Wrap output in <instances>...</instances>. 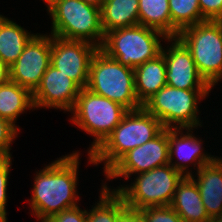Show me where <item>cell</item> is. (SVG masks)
Listing matches in <instances>:
<instances>
[{
  "label": "cell",
  "instance_id": "277c9868",
  "mask_svg": "<svg viewBox=\"0 0 222 222\" xmlns=\"http://www.w3.org/2000/svg\"><path fill=\"white\" fill-rule=\"evenodd\" d=\"M86 88L122 105L128 111L142 108L135 92L134 69L123 66L100 48L91 59Z\"/></svg>",
  "mask_w": 222,
  "mask_h": 222
},
{
  "label": "cell",
  "instance_id": "d6a6232c",
  "mask_svg": "<svg viewBox=\"0 0 222 222\" xmlns=\"http://www.w3.org/2000/svg\"><path fill=\"white\" fill-rule=\"evenodd\" d=\"M211 222H222V214L214 216L211 218Z\"/></svg>",
  "mask_w": 222,
  "mask_h": 222
},
{
  "label": "cell",
  "instance_id": "603a6c76",
  "mask_svg": "<svg viewBox=\"0 0 222 222\" xmlns=\"http://www.w3.org/2000/svg\"><path fill=\"white\" fill-rule=\"evenodd\" d=\"M126 206L123 198L102 185L99 201L86 210V222H117L119 212Z\"/></svg>",
  "mask_w": 222,
  "mask_h": 222
},
{
  "label": "cell",
  "instance_id": "7c38bea8",
  "mask_svg": "<svg viewBox=\"0 0 222 222\" xmlns=\"http://www.w3.org/2000/svg\"><path fill=\"white\" fill-rule=\"evenodd\" d=\"M51 61V35L36 33L9 67L10 80L33 93Z\"/></svg>",
  "mask_w": 222,
  "mask_h": 222
},
{
  "label": "cell",
  "instance_id": "e575fe53",
  "mask_svg": "<svg viewBox=\"0 0 222 222\" xmlns=\"http://www.w3.org/2000/svg\"><path fill=\"white\" fill-rule=\"evenodd\" d=\"M44 3H47V5L52 1V0H43Z\"/></svg>",
  "mask_w": 222,
  "mask_h": 222
},
{
  "label": "cell",
  "instance_id": "30bf717a",
  "mask_svg": "<svg viewBox=\"0 0 222 222\" xmlns=\"http://www.w3.org/2000/svg\"><path fill=\"white\" fill-rule=\"evenodd\" d=\"M169 163L168 129L164 128L152 140L126 153L106 174L108 181L129 179L133 174L150 171Z\"/></svg>",
  "mask_w": 222,
  "mask_h": 222
},
{
  "label": "cell",
  "instance_id": "9a60e30c",
  "mask_svg": "<svg viewBox=\"0 0 222 222\" xmlns=\"http://www.w3.org/2000/svg\"><path fill=\"white\" fill-rule=\"evenodd\" d=\"M193 130V128L168 129L169 164L184 176L193 174L188 169L190 165L193 169L196 167L198 171L203 165L211 163L217 157L203 152L202 140L193 135Z\"/></svg>",
  "mask_w": 222,
  "mask_h": 222
},
{
  "label": "cell",
  "instance_id": "9c48e42d",
  "mask_svg": "<svg viewBox=\"0 0 222 222\" xmlns=\"http://www.w3.org/2000/svg\"><path fill=\"white\" fill-rule=\"evenodd\" d=\"M177 37L190 50L199 74L215 87L222 79V21L185 27Z\"/></svg>",
  "mask_w": 222,
  "mask_h": 222
},
{
  "label": "cell",
  "instance_id": "d4e9b609",
  "mask_svg": "<svg viewBox=\"0 0 222 222\" xmlns=\"http://www.w3.org/2000/svg\"><path fill=\"white\" fill-rule=\"evenodd\" d=\"M140 210L146 222H184L170 205L149 206Z\"/></svg>",
  "mask_w": 222,
  "mask_h": 222
},
{
  "label": "cell",
  "instance_id": "4316f807",
  "mask_svg": "<svg viewBox=\"0 0 222 222\" xmlns=\"http://www.w3.org/2000/svg\"><path fill=\"white\" fill-rule=\"evenodd\" d=\"M12 158H0V213L8 214L6 211L7 205V186L10 179V169Z\"/></svg>",
  "mask_w": 222,
  "mask_h": 222
},
{
  "label": "cell",
  "instance_id": "3957f363",
  "mask_svg": "<svg viewBox=\"0 0 222 222\" xmlns=\"http://www.w3.org/2000/svg\"><path fill=\"white\" fill-rule=\"evenodd\" d=\"M46 7L52 24L50 35L102 47L105 34L100 8L82 0H52Z\"/></svg>",
  "mask_w": 222,
  "mask_h": 222
},
{
  "label": "cell",
  "instance_id": "8fae6325",
  "mask_svg": "<svg viewBox=\"0 0 222 222\" xmlns=\"http://www.w3.org/2000/svg\"><path fill=\"white\" fill-rule=\"evenodd\" d=\"M97 49L98 47L86 41L51 35L50 64L83 89L87 86L90 62Z\"/></svg>",
  "mask_w": 222,
  "mask_h": 222
},
{
  "label": "cell",
  "instance_id": "4fadbf2b",
  "mask_svg": "<svg viewBox=\"0 0 222 222\" xmlns=\"http://www.w3.org/2000/svg\"><path fill=\"white\" fill-rule=\"evenodd\" d=\"M168 47L161 53L166 63V83L177 89L212 90L213 88L199 74L190 50L178 37L167 38Z\"/></svg>",
  "mask_w": 222,
  "mask_h": 222
},
{
  "label": "cell",
  "instance_id": "2e32d148",
  "mask_svg": "<svg viewBox=\"0 0 222 222\" xmlns=\"http://www.w3.org/2000/svg\"><path fill=\"white\" fill-rule=\"evenodd\" d=\"M196 175V176H194ZM190 177L196 183L202 204L210 218L222 214V158L216 157ZM197 179H196V178Z\"/></svg>",
  "mask_w": 222,
  "mask_h": 222
},
{
  "label": "cell",
  "instance_id": "5b68a950",
  "mask_svg": "<svg viewBox=\"0 0 222 222\" xmlns=\"http://www.w3.org/2000/svg\"><path fill=\"white\" fill-rule=\"evenodd\" d=\"M167 38L156 29L135 25L107 32L100 49L123 66L135 69L159 55L161 41Z\"/></svg>",
  "mask_w": 222,
  "mask_h": 222
},
{
  "label": "cell",
  "instance_id": "484cf974",
  "mask_svg": "<svg viewBox=\"0 0 222 222\" xmlns=\"http://www.w3.org/2000/svg\"><path fill=\"white\" fill-rule=\"evenodd\" d=\"M19 130L8 120L0 117V158H12L10 150Z\"/></svg>",
  "mask_w": 222,
  "mask_h": 222
},
{
  "label": "cell",
  "instance_id": "1f68e13d",
  "mask_svg": "<svg viewBox=\"0 0 222 222\" xmlns=\"http://www.w3.org/2000/svg\"><path fill=\"white\" fill-rule=\"evenodd\" d=\"M82 1H84L85 3L91 4V5H94L98 8H101V6L105 0H82Z\"/></svg>",
  "mask_w": 222,
  "mask_h": 222
},
{
  "label": "cell",
  "instance_id": "ba28073f",
  "mask_svg": "<svg viewBox=\"0 0 222 222\" xmlns=\"http://www.w3.org/2000/svg\"><path fill=\"white\" fill-rule=\"evenodd\" d=\"M138 175V176H137ZM135 180L129 185H119L116 191L124 200L126 206L133 209H143L149 206L170 205L178 183L184 175L169 163L150 171L135 174Z\"/></svg>",
  "mask_w": 222,
  "mask_h": 222
},
{
  "label": "cell",
  "instance_id": "52a82bcc",
  "mask_svg": "<svg viewBox=\"0 0 222 222\" xmlns=\"http://www.w3.org/2000/svg\"><path fill=\"white\" fill-rule=\"evenodd\" d=\"M70 121L94 137L88 154L96 150L121 122L128 110L122 105L97 94L87 88L80 90Z\"/></svg>",
  "mask_w": 222,
  "mask_h": 222
},
{
  "label": "cell",
  "instance_id": "d6986e66",
  "mask_svg": "<svg viewBox=\"0 0 222 222\" xmlns=\"http://www.w3.org/2000/svg\"><path fill=\"white\" fill-rule=\"evenodd\" d=\"M100 14L104 34L114 29L139 25V0H105Z\"/></svg>",
  "mask_w": 222,
  "mask_h": 222
},
{
  "label": "cell",
  "instance_id": "6da1fadb",
  "mask_svg": "<svg viewBox=\"0 0 222 222\" xmlns=\"http://www.w3.org/2000/svg\"><path fill=\"white\" fill-rule=\"evenodd\" d=\"M79 157L80 153L73 151L36 171L29 205L37 221L80 205L77 204Z\"/></svg>",
  "mask_w": 222,
  "mask_h": 222
},
{
  "label": "cell",
  "instance_id": "ac0fdd59",
  "mask_svg": "<svg viewBox=\"0 0 222 222\" xmlns=\"http://www.w3.org/2000/svg\"><path fill=\"white\" fill-rule=\"evenodd\" d=\"M135 92L143 105L166 83V63L162 53L134 69Z\"/></svg>",
  "mask_w": 222,
  "mask_h": 222
},
{
  "label": "cell",
  "instance_id": "4dcf8cb0",
  "mask_svg": "<svg viewBox=\"0 0 222 222\" xmlns=\"http://www.w3.org/2000/svg\"><path fill=\"white\" fill-rule=\"evenodd\" d=\"M9 80H10L9 67L0 58V85L8 82Z\"/></svg>",
  "mask_w": 222,
  "mask_h": 222
},
{
  "label": "cell",
  "instance_id": "83f0119b",
  "mask_svg": "<svg viewBox=\"0 0 222 222\" xmlns=\"http://www.w3.org/2000/svg\"><path fill=\"white\" fill-rule=\"evenodd\" d=\"M41 222H86V209L79 206L69 208Z\"/></svg>",
  "mask_w": 222,
  "mask_h": 222
},
{
  "label": "cell",
  "instance_id": "44dd1931",
  "mask_svg": "<svg viewBox=\"0 0 222 222\" xmlns=\"http://www.w3.org/2000/svg\"><path fill=\"white\" fill-rule=\"evenodd\" d=\"M34 110L32 93L17 83L9 80L0 85V117L8 120L18 130L15 124L18 117L26 112L25 110Z\"/></svg>",
  "mask_w": 222,
  "mask_h": 222
},
{
  "label": "cell",
  "instance_id": "f1b7e54d",
  "mask_svg": "<svg viewBox=\"0 0 222 222\" xmlns=\"http://www.w3.org/2000/svg\"><path fill=\"white\" fill-rule=\"evenodd\" d=\"M199 6L205 20L222 21V0H199Z\"/></svg>",
  "mask_w": 222,
  "mask_h": 222
},
{
  "label": "cell",
  "instance_id": "836d02e7",
  "mask_svg": "<svg viewBox=\"0 0 222 222\" xmlns=\"http://www.w3.org/2000/svg\"><path fill=\"white\" fill-rule=\"evenodd\" d=\"M0 222H8L7 221V214L0 213Z\"/></svg>",
  "mask_w": 222,
  "mask_h": 222
},
{
  "label": "cell",
  "instance_id": "5bb4252c",
  "mask_svg": "<svg viewBox=\"0 0 222 222\" xmlns=\"http://www.w3.org/2000/svg\"><path fill=\"white\" fill-rule=\"evenodd\" d=\"M80 90L81 88L71 78L50 64L42 76L40 85L32 93L34 110L53 107L70 112Z\"/></svg>",
  "mask_w": 222,
  "mask_h": 222
},
{
  "label": "cell",
  "instance_id": "7a4b0ae2",
  "mask_svg": "<svg viewBox=\"0 0 222 222\" xmlns=\"http://www.w3.org/2000/svg\"><path fill=\"white\" fill-rule=\"evenodd\" d=\"M164 127L143 107L128 111L104 142L91 154L88 162L104 163V175L130 150L156 137Z\"/></svg>",
  "mask_w": 222,
  "mask_h": 222
},
{
  "label": "cell",
  "instance_id": "ffe728a7",
  "mask_svg": "<svg viewBox=\"0 0 222 222\" xmlns=\"http://www.w3.org/2000/svg\"><path fill=\"white\" fill-rule=\"evenodd\" d=\"M35 35L21 25L0 14V58L12 66L22 54L26 44Z\"/></svg>",
  "mask_w": 222,
  "mask_h": 222
},
{
  "label": "cell",
  "instance_id": "7402d4cb",
  "mask_svg": "<svg viewBox=\"0 0 222 222\" xmlns=\"http://www.w3.org/2000/svg\"><path fill=\"white\" fill-rule=\"evenodd\" d=\"M139 25L156 29L171 37L168 0H139Z\"/></svg>",
  "mask_w": 222,
  "mask_h": 222
},
{
  "label": "cell",
  "instance_id": "8992f818",
  "mask_svg": "<svg viewBox=\"0 0 222 222\" xmlns=\"http://www.w3.org/2000/svg\"><path fill=\"white\" fill-rule=\"evenodd\" d=\"M211 90H185L165 85L149 98L142 107L154 115L166 129L199 128L200 100L209 96Z\"/></svg>",
  "mask_w": 222,
  "mask_h": 222
},
{
  "label": "cell",
  "instance_id": "e0dca14e",
  "mask_svg": "<svg viewBox=\"0 0 222 222\" xmlns=\"http://www.w3.org/2000/svg\"><path fill=\"white\" fill-rule=\"evenodd\" d=\"M170 206L184 222H211L198 187L190 176H184L178 183Z\"/></svg>",
  "mask_w": 222,
  "mask_h": 222
},
{
  "label": "cell",
  "instance_id": "cb8c5ba5",
  "mask_svg": "<svg viewBox=\"0 0 222 222\" xmlns=\"http://www.w3.org/2000/svg\"><path fill=\"white\" fill-rule=\"evenodd\" d=\"M171 16V37H177L185 27L206 21L199 0H168Z\"/></svg>",
  "mask_w": 222,
  "mask_h": 222
},
{
  "label": "cell",
  "instance_id": "f546056e",
  "mask_svg": "<svg viewBox=\"0 0 222 222\" xmlns=\"http://www.w3.org/2000/svg\"><path fill=\"white\" fill-rule=\"evenodd\" d=\"M117 222H146L140 209L125 206L120 212Z\"/></svg>",
  "mask_w": 222,
  "mask_h": 222
}]
</instances>
